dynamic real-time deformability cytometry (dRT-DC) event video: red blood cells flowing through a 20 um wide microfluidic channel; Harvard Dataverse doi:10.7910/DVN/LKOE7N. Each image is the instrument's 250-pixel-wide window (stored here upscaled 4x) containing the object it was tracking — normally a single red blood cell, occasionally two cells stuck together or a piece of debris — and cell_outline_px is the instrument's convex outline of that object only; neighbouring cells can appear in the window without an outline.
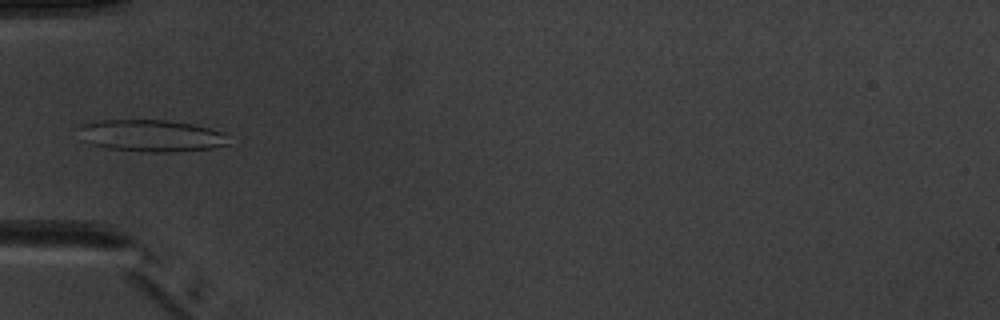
{"species": "common noctule bat (a hibernating species)", "species_latin": "Nyctalus noctula", "temperature_condition": "warm", "stored_images_in_passage": 4, "camera_frame_rate_fps": 3000, "um_per_image_px": 0.085, "animal": {"sex": "male", "body_mass_g": 20.1, "forearm_length_mm": 53.5}, "frame": {"image": 1, "passage_image": 4, "time_ms": 4.333, "image_size_px": [1000, 320], "cell_outline_px": [[232, 144], [216, 148], [176, 152], [148, 152], [108, 148], [88, 144], [80, 140], [76, 128], [84, 124], [104, 120], [164, 120], [192, 124], [208, 128], [220, 132]], "centroid_in_image_um": [12.8, 11.55], "position_along_channel_um": 72.2, "area_um2": 28.09}}